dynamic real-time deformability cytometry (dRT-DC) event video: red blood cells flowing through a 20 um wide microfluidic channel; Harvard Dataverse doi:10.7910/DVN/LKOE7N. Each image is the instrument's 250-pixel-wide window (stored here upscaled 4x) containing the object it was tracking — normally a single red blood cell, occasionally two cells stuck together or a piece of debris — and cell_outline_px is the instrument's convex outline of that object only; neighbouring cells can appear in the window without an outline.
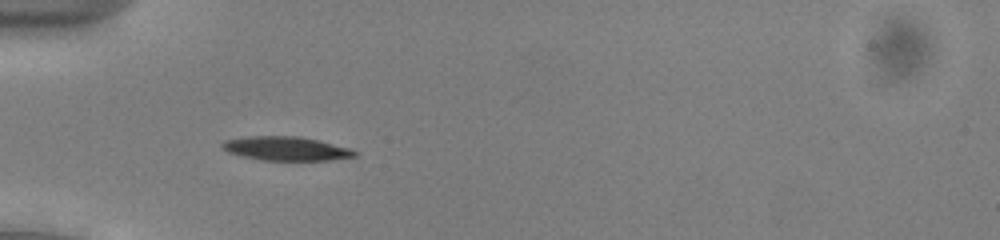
{"species": "common noctule bat (a hibernating species)", "species_latin": "Nyctalus noctula", "temperature_condition": "cold", "stored_images_in_passage": 36, "camera_frame_rate_fps": 3000, "um_per_image_px": 0.085, "animal": {"sex": "male", "body_mass_g": 13.0, "forearm_length_mm": 53.1}, "frame": {"image": 1, "passage_image": 4, "time_ms": 1.0, "image_size_px": [1000, 240], "cell_outline_px": [[356, 156], [328, 160], [264, 160], [244, 156], [228, 152], [220, 144], [224, 140], [248, 136], [296, 136], [320, 140], [352, 148], [356, 152]], "centroid_in_image_um": [24.34, 12.61], "position_along_channel_um": 60.7, "area_um2": 18.38}}
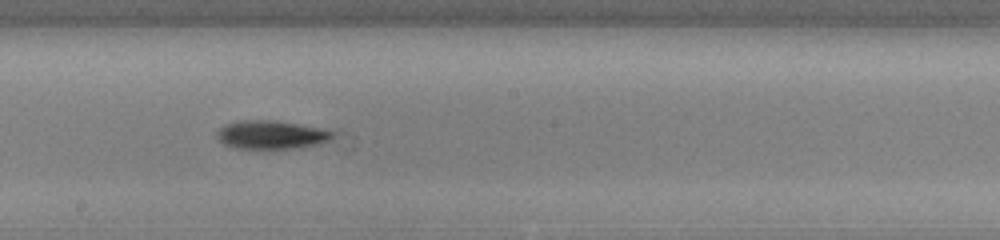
{"frame": {"image": 2, "passage_image": 17, "time_ms": 5.333, "image_size_px": [1000, 240], "cell_outline_px": [[332, 136], [328, 140], [320, 144], [300, 148], [236, 148], [224, 144], [216, 136], [216, 132], [224, 124], [236, 120], [272, 120], [320, 128], [332, 132]], "centroid_in_image_um": [23.0, 11.45], "position_along_channel_um": 225.2, "area_um2": 19.02}}
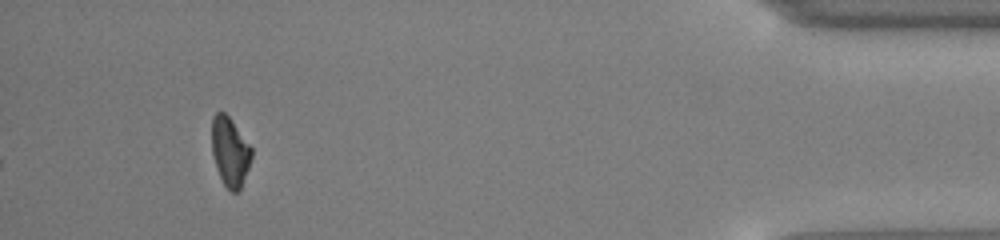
{"frame": {"image": 3, "passage_image": 36, "time_ms": 11.667, "image_size_px": [1000, 240], "cell_outline_px": [[252, 156], [240, 192], [232, 192], [224, 184], [216, 168], [212, 152], [212, 116], [216, 112], [224, 112], [232, 120], [252, 148]], "centroid_in_image_um": [19.55, 12.89], "position_along_channel_um": 415.7, "area_um2": 16.01}, "authors_computed_cell_mechanics": {"area_um2": 18.207, "velocity_mm_per_s": 3.9513, "shape_relaxation_time_tau1_ms": 2.4046, "shape_relaxation_time_tau2_ms": 7.3044, "deformation_change_tau1": 0.1217, "deformation_change_tau2": 0.1704}}